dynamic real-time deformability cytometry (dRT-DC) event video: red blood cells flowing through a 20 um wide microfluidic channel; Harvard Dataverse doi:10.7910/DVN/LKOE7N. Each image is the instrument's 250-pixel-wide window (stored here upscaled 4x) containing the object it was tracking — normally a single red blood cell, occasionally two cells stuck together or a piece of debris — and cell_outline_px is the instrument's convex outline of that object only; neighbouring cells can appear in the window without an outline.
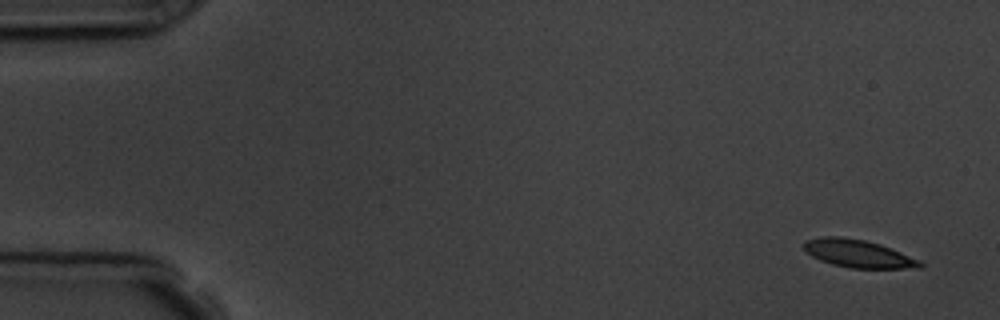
{"species": "common noctule bat (a hibernating species)", "species_latin": "Nyctalus noctula", "temperature_condition": "room temperature", "stored_images_in_passage": 4, "camera_frame_rate_fps": 3000, "um_per_image_px": 0.085, "animal": {"sex": "male", "body_mass_g": 19.5, "forearm_length_mm": 54.6}, "frame": {"image": 1, "passage_image": 1, "time_ms": 0.0, "image_size_px": [1000, 320], "cell_outline_px": [[924, 268], [852, 268], [832, 264], [820, 260], [812, 256], [804, 248], [804, 240], [820, 236], [840, 236], [864, 240], [880, 244], [920, 260], [924, 264]], "centroid_in_image_um": [72.95, 21.55], "position_along_channel_um": 12.1, "area_um2": 18.79}}
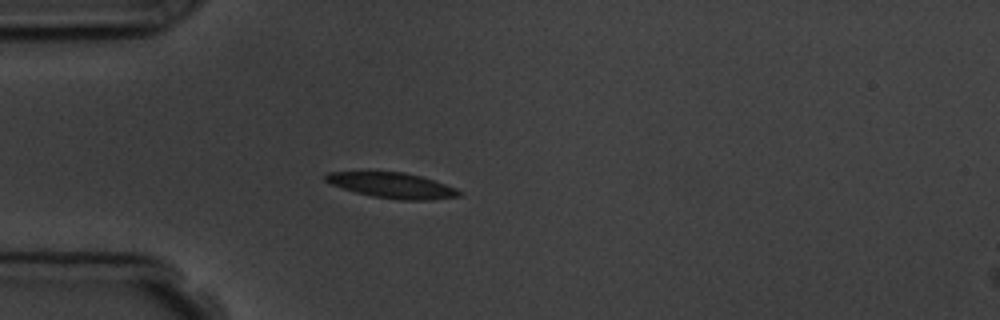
{"frame": {"image": 2, "passage_image": 4, "time_ms": 4.333, "image_size_px": [1000, 320], "cell_outline_px": [[460, 196], [432, 200], [400, 200], [372, 196], [356, 192], [332, 184], [324, 180], [324, 176], [328, 172], [404, 172], [420, 176], [456, 188], [460, 192]], "centroid_in_image_um": [33.34, 15.76], "position_along_channel_um": 51.7, "area_um2": 19.48}}